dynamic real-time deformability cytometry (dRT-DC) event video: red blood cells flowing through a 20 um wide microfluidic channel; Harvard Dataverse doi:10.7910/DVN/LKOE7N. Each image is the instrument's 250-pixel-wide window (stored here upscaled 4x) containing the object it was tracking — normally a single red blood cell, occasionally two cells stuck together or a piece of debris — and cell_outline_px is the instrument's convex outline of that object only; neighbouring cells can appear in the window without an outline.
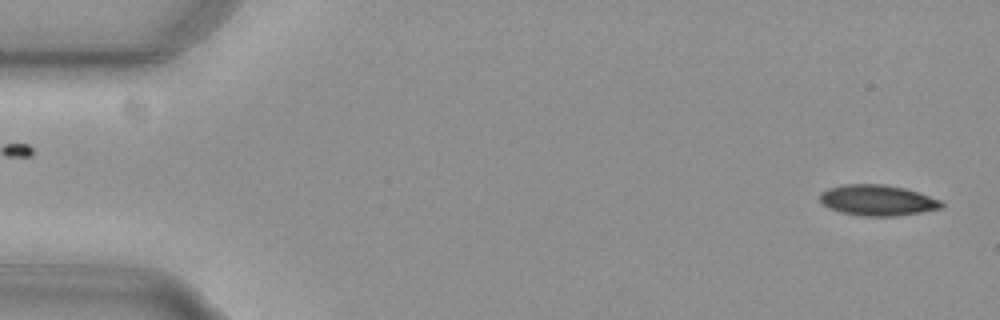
{"species": "common noctule bat (a hibernating species)", "species_latin": "Nyctalus noctula", "temperature_condition": "cold", "stored_images_in_passage": 48, "camera_frame_rate_fps": 3000, "um_per_image_px": 0.085, "animal": {"sex": "female", "body_mass_g": 29.2, "forearm_length_mm": 56.3}, "frame": {"image": 1, "passage_image": 2, "time_ms": 0.333, "image_size_px": [1000, 320], "cell_outline_px": [[944, 204], [940, 208], [920, 212], [896, 216], [860, 216], [840, 212], [828, 208], [820, 200], [820, 192], [828, 188], [844, 184], [884, 184], [904, 188], [940, 200]], "centroid_in_image_um": [74.53, 17.02], "position_along_channel_um": 10.5, "area_um2": 21.68}}
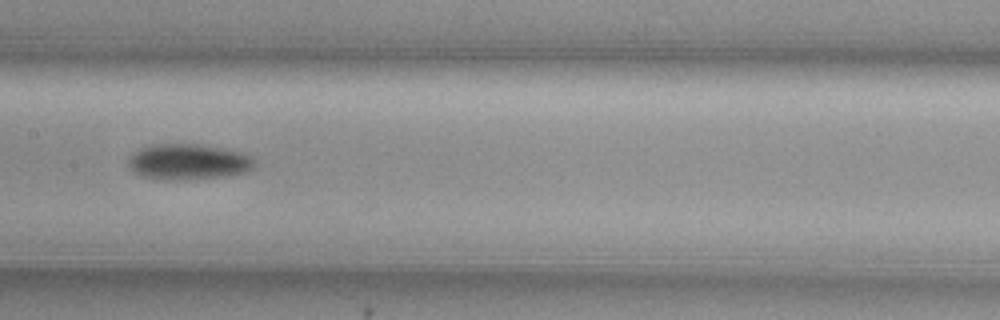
{"frame": {"image": 2, "passage_image": 27, "time_ms": 8.667, "image_size_px": [1000, 320], "cell_outline_px": [[256, 164], [248, 172], [220, 176], [180, 180], [164, 180], [140, 176], [128, 164], [128, 156], [140, 148], [148, 144], [204, 144], [224, 148], [240, 152], [252, 156], [256, 160]], "centroid_in_image_um": [16.01, 13.74], "position_along_channel_um": 191.4, "area_um2": 26.53}}
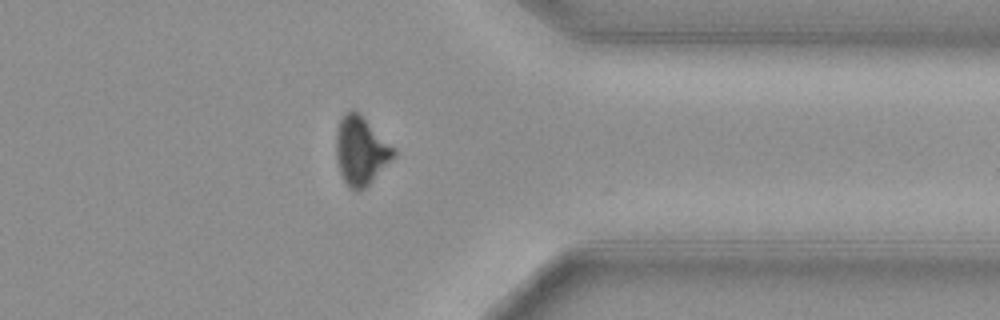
{"frame": {"image": 3, "passage_image": 43, "time_ms": 14.0, "image_size_px": [1000, 320], "cell_outline_px": [[396, 156], [364, 188], [356, 192], [348, 188], [340, 172], [336, 160], [336, 132], [340, 120], [344, 112], [356, 112], [396, 148]], "centroid_in_image_um": [30.67, 12.85], "position_along_channel_um": 380.7, "area_um2": 22.66}, "authors_computed_cell_mechanics": {"area_um2": 23.698, "velocity_mm_per_s": 3.7447, "shape_relaxation_time_tau1_ms": 3.3347, "shape_relaxation_time_tau2_ms": null, "deformation_change_tau1": 0.1272, "deformation_change_tau2": null}}